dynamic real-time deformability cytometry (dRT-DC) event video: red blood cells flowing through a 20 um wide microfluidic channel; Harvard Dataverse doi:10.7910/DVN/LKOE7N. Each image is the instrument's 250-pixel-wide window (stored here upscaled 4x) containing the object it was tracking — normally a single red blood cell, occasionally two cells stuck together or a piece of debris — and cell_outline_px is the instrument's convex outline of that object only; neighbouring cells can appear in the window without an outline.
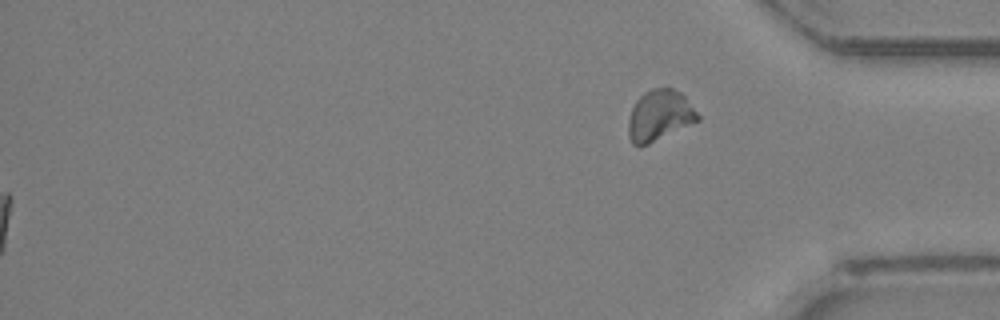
{"species": "Egyptian fruit bat (a non-hibernating species)", "species_latin": "Rousettus aegyptiacus", "temperature_condition": "room temperature", "stored_images_in_passage": 35, "segment_of_instrument_passage": [2, 2], "camera_frame_rate_fps": 3000, "um_per_image_px": 0.085, "animal": {"sex": "female"}, "frame": {"image": 1, "passage_image": 35, "time_ms": 11.333, "image_size_px": [1000, 320], "cell_outline_px": [[700, 120], [648, 144], [632, 144], [628, 136], [628, 120], [632, 108], [636, 100], [644, 92], [652, 88], [672, 88], [680, 92], [684, 96], [700, 116]], "centroid_in_image_um": [56.05, 9.8], "position_along_channel_um": 379.1, "area_um2": 20.35}}